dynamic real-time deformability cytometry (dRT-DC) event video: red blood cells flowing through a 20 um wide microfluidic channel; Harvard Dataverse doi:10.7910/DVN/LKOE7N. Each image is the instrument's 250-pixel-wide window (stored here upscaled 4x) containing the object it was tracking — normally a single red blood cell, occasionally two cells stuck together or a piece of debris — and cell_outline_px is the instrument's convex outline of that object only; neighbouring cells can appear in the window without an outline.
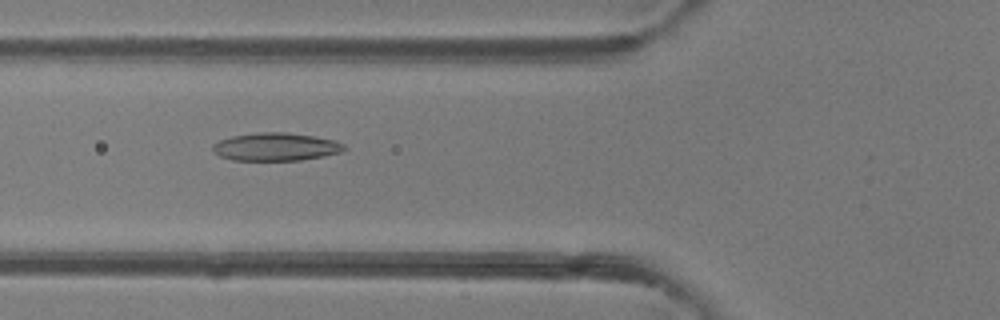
{"species": "common noctule bat (a hibernating species)", "species_latin": "Nyctalus noctula", "temperature_condition": "room temperature", "stored_images_in_passage": 34, "camera_frame_rate_fps": 3000, "um_per_image_px": 0.085, "animal": {"sex": "female"}, "frame": {"image": 1, "passage_image": 10, "time_ms": 3.0, "image_size_px": [1000, 320], "cell_outline_px": [[348, 148], [340, 152], [324, 156], [300, 160], [232, 160], [220, 156], [212, 152], [212, 144], [220, 140], [232, 136], [256, 132], [288, 132], [336, 140], [344, 144]], "centroid_in_image_um": [23.44, 12.47], "position_along_channel_um": 102.4, "area_um2": 21.56}}
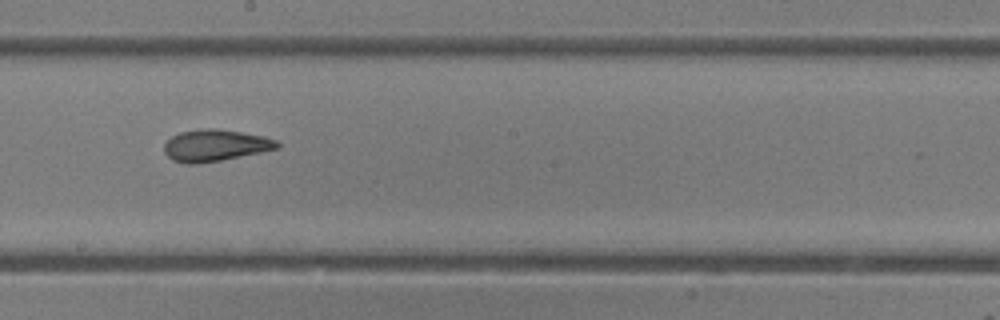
{"frame": {"image": 2, "passage_image": 19, "time_ms": 6.0, "image_size_px": [1000, 320], "cell_outline_px": [[280, 148], [220, 160], [196, 164], [188, 164], [172, 160], [164, 152], [164, 144], [172, 136], [180, 132], [200, 128], [216, 128], [264, 136], [276, 140], [280, 144]], "centroid_in_image_um": [18.28, 12.35], "position_along_channel_um": 229.9, "area_um2": 20.81}}
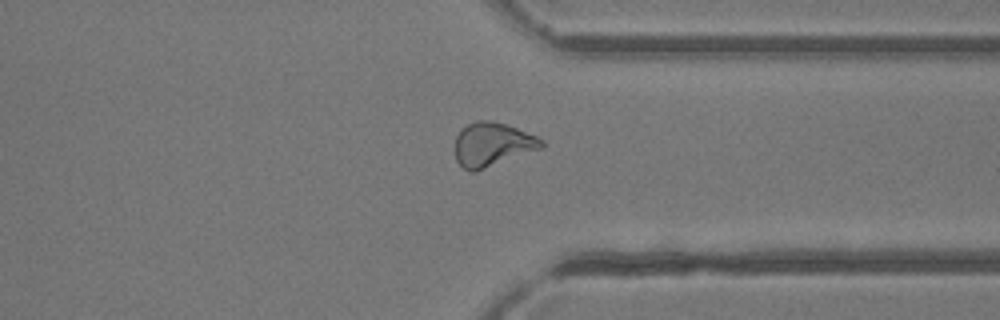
{"frame": {"image": 3, "passage_image": 29, "time_ms": 9.333, "image_size_px": [1000, 320], "cell_outline_px": [[544, 148], [476, 172], [472, 172], [464, 168], [456, 160], [456, 136], [468, 124], [480, 120], [492, 120], [516, 128], [536, 136], [544, 140]], "centroid_in_image_um": [41.89, 12.3], "position_along_channel_um": 369.5, "area_um2": 22.08}, "authors_computed_cell_mechanics": {"area_um2": 20.9814, "velocity_mm_per_s": 4.2388, "shape_relaxation_time_tau1_ms": 10.459, "shape_relaxation_time_tau2_ms": 1.933, "deformation_change_tau1": 0.2709, "deformation_change_tau2": 0.0967}}